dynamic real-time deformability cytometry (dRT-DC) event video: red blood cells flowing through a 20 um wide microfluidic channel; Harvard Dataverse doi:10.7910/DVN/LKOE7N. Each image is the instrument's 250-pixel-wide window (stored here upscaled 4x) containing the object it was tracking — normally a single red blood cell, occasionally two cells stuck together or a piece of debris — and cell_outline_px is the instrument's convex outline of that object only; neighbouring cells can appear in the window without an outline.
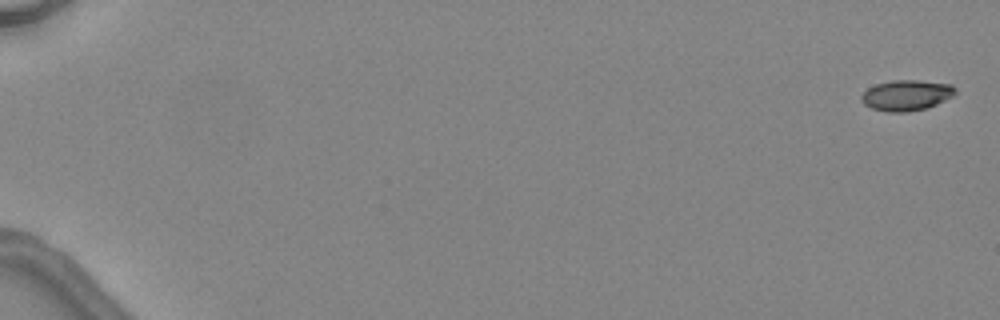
{"species": "common noctule bat (a hibernating species)", "species_latin": "Nyctalus noctula", "temperature_condition": "warm", "stored_images_in_passage": 3, "camera_frame_rate_fps": 3000, "um_per_image_px": 0.085, "animal": {"sex": "female", "body_mass_g": 24.6, "forearm_length_mm": 56.2}, "frame": {"image": 1, "passage_image": 1, "time_ms": 0.0, "image_size_px": [1000, 320], "cell_outline_px": [[956, 92], [952, 96], [928, 108], [908, 112], [888, 112], [872, 108], [864, 104], [860, 100], [860, 96], [868, 88], [876, 84], [892, 80], [916, 80], [952, 84], [956, 88]], "centroid_in_image_um": [77.04, 8.1], "position_along_channel_um": 8.0, "area_um2": 16.82}}